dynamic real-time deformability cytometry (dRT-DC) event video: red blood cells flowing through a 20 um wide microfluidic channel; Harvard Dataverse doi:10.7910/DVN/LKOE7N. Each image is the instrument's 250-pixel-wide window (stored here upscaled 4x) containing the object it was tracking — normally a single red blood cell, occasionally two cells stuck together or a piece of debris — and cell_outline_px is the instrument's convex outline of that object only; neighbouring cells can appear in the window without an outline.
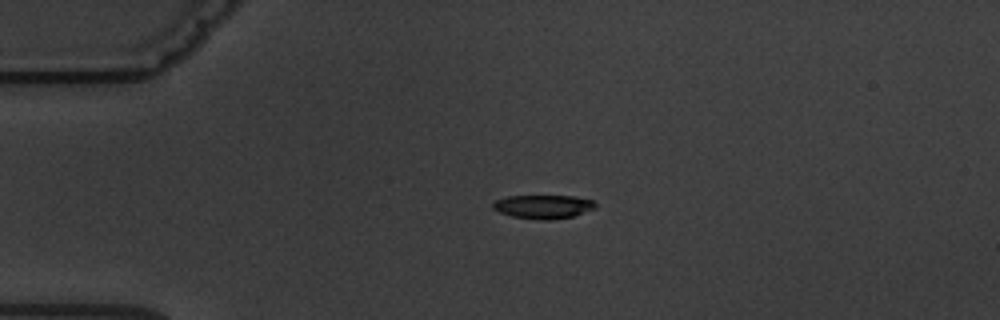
{"species": "common noctule bat (a hibernating species)", "species_latin": "Nyctalus noctula", "temperature_condition": "warm", "stored_images_in_passage": 2, "camera_frame_rate_fps": 3000, "um_per_image_px": 0.085, "animal": {"sex": "male", "body_mass_g": 19.5, "forearm_length_mm": 54.6}, "frame": {"image": 1, "passage_image": 1, "time_ms": 0.0, "image_size_px": [1000, 320], "cell_outline_px": [[596, 208], [572, 216], [548, 220], [540, 220], [512, 216], [500, 212], [492, 208], [492, 204], [496, 200], [508, 196], [572, 196], [592, 200], [596, 204]], "centroid_in_image_um": [46.17, 17.56], "position_along_channel_um": 38.8, "area_um2": 13.99}}